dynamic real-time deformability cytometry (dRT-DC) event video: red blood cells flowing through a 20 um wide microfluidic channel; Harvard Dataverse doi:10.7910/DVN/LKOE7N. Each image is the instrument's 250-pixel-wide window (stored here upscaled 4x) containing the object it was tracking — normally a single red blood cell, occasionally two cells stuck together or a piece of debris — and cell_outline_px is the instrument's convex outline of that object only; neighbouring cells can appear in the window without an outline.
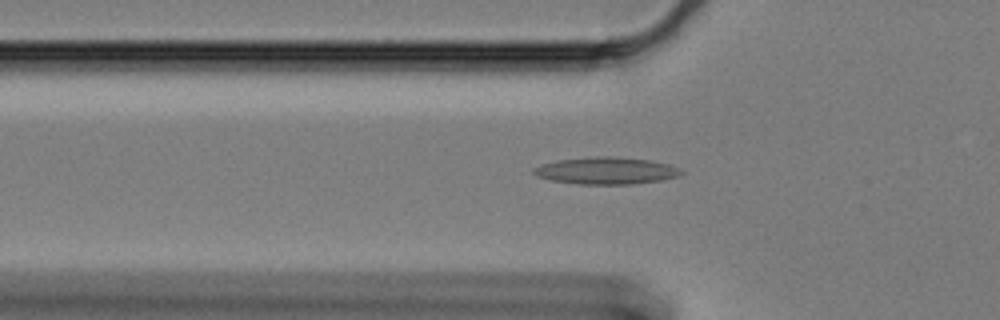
{"species": "Egyptian fruit bat (a non-hibernating species)", "species_latin": "Rousettus aegyptiacus", "temperature_condition": "cold", "stored_images_in_passage": 50, "camera_frame_rate_fps": 3000, "um_per_image_px": 0.085, "animal": {"sex": "female"}, "frame": {"image": 1, "passage_image": 13, "time_ms": 4.0, "image_size_px": [1000, 320], "cell_outline_px": [[684, 172], [680, 176], [664, 180], [632, 184], [576, 184], [552, 180], [536, 176], [532, 172], [532, 168], [544, 164], [560, 160], [600, 156], [612, 156], [652, 160], [668, 164]], "centroid_in_image_um": [51.56, 14.52], "position_along_channel_um": 74.2, "area_um2": 23.18}}
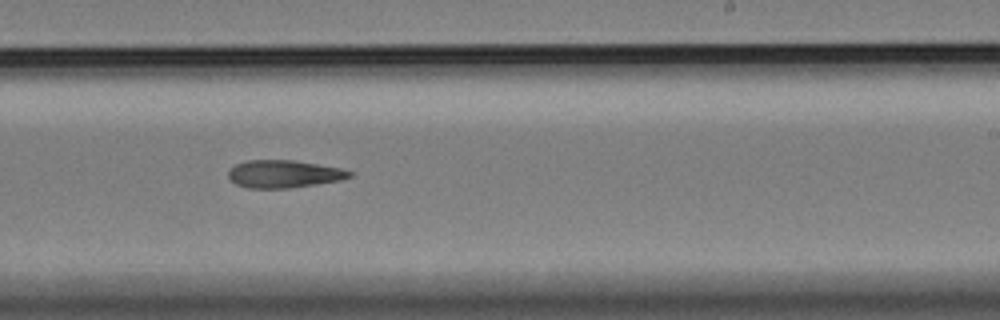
{"frame": {"image": 2, "passage_image": 30, "time_ms": 9.667, "image_size_px": [1000, 320], "cell_outline_px": [[352, 176], [340, 180], [316, 184], [288, 188], [248, 188], [236, 184], [228, 176], [228, 172], [236, 164], [248, 160], [292, 160], [340, 168], [352, 172]], "centroid_in_image_um": [24.12, 14.79], "position_along_channel_um": 264.9, "area_um2": 19.25}}
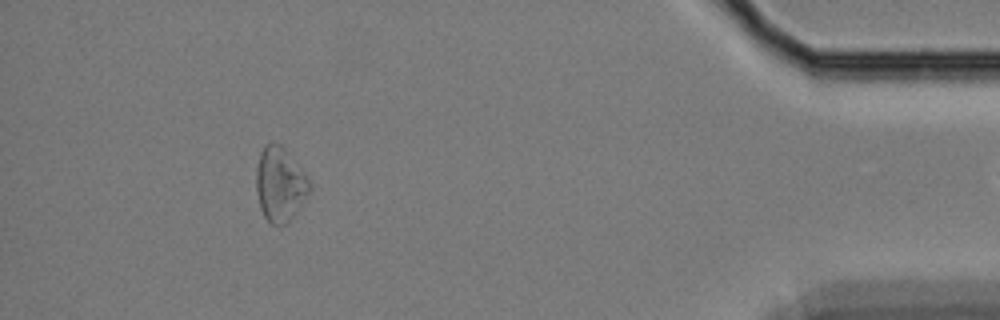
{"frame": {"image": 3, "passage_image": 48, "time_ms": 15.667, "image_size_px": [1000, 320], "cell_outline_px": [[312, 188], [288, 224], [272, 224], [264, 216], [260, 208], [256, 192], [256, 168], [260, 152], [264, 144], [272, 140], [280, 144], [284, 148], [300, 168], [308, 180]], "centroid_in_image_um": [23.77, 15.65], "position_along_channel_um": 411.4, "area_um2": 23.06}}